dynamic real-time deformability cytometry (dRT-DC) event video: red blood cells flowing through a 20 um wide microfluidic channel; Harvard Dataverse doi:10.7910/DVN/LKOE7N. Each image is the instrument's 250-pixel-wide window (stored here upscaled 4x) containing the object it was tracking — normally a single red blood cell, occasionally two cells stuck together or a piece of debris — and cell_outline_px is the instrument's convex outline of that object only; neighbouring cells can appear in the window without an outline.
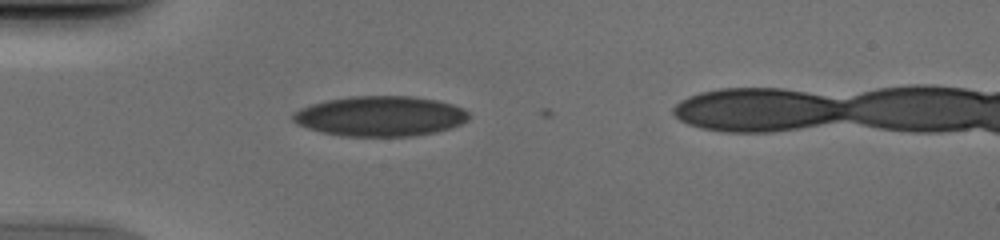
{"species": "human", "species_latin": "Homo sapiens", "temperature_condition": "cold", "stored_images_in_passage": 37, "camera_frame_rate_fps": 3000, "um_per_image_px": 0.085, "donor": {"sex": "male"}, "frame": {"image": 1, "passage_image": 3, "time_ms": 0.667, "image_size_px": [1000, 240], "cell_outline_px": [[468, 120], [452, 128], [436, 132], [412, 136], [344, 136], [324, 132], [308, 128], [296, 124], [292, 120], [292, 112], [300, 108], [312, 104], [328, 100], [352, 96], [412, 96], [436, 100], [452, 104], [464, 108], [468, 112]], "centroid_in_image_um": [32.33, 9.87], "position_along_channel_um": 52.7, "area_um2": 41.15}}
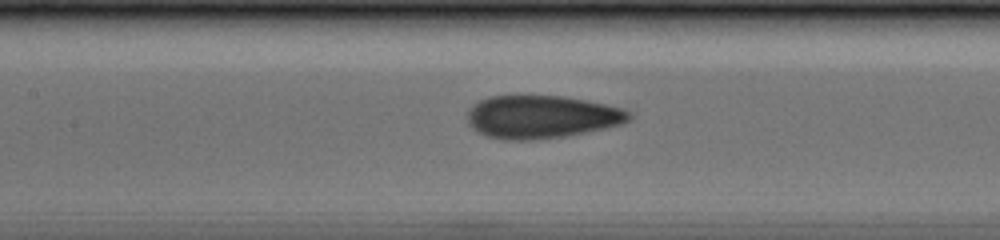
{"frame": {"image": 2, "passage_image": 12, "time_ms": 3.667, "image_size_px": [1000, 240], "cell_outline_px": [[632, 116], [624, 124], [568, 136], [532, 140], [508, 140], [488, 136], [472, 128], [468, 124], [468, 112], [480, 100], [488, 96], [560, 96], [584, 100], [604, 104], [620, 108], [628, 112]], "centroid_in_image_um": [46.04, 9.94], "position_along_channel_um": 161.4, "area_um2": 40.11}}
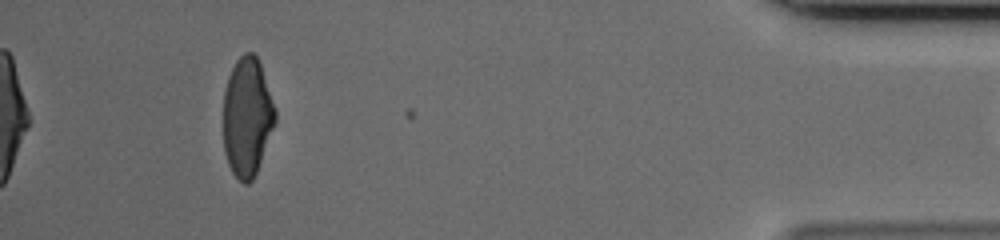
{"frame": {"image": 3, "passage_image": 35, "time_ms": 11.333, "image_size_px": [1000, 240], "cell_outline_px": [[276, 120], [256, 172], [252, 180], [248, 184], [244, 184], [232, 172], [228, 164], [224, 152], [224, 92], [228, 76], [236, 60], [244, 52], [252, 52], [256, 56], [260, 64], [276, 108]], "centroid_in_image_um": [21.0, 9.93], "position_along_channel_um": 414.2, "area_um2": 35.78}}